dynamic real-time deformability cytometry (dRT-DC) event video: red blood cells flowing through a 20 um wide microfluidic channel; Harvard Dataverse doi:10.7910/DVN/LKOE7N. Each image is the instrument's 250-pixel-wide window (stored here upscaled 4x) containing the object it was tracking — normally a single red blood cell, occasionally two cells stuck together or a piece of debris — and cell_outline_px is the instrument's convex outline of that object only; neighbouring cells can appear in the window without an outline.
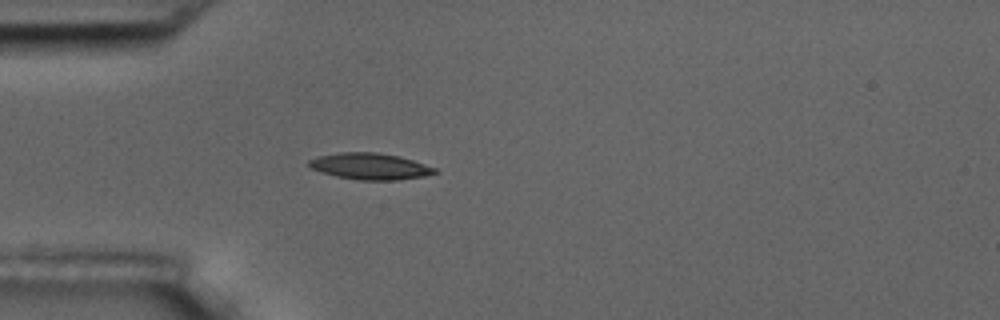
{"species": "common noctule bat (a hibernating species)", "species_latin": "Nyctalus noctula", "temperature_condition": "room temperature", "stored_images_in_passage": 1, "camera_frame_rate_fps": 3000, "um_per_image_px": 0.085, "animal": {"sex": "male", "body_mass_g": 17.5, "forearm_length_mm": 52.3}, "frame": {"image": 1, "passage_image": 1, "time_ms": 0.0, "image_size_px": [1000, 320], "cell_outline_px": [[440, 172], [424, 176], [396, 180], [360, 180], [336, 176], [320, 172], [312, 168], [308, 164], [308, 160], [320, 156], [340, 152], [376, 152], [400, 156], [436, 168]], "centroid_in_image_um": [31.47, 14.13], "position_along_channel_um": 53.5, "area_um2": 19.31}}